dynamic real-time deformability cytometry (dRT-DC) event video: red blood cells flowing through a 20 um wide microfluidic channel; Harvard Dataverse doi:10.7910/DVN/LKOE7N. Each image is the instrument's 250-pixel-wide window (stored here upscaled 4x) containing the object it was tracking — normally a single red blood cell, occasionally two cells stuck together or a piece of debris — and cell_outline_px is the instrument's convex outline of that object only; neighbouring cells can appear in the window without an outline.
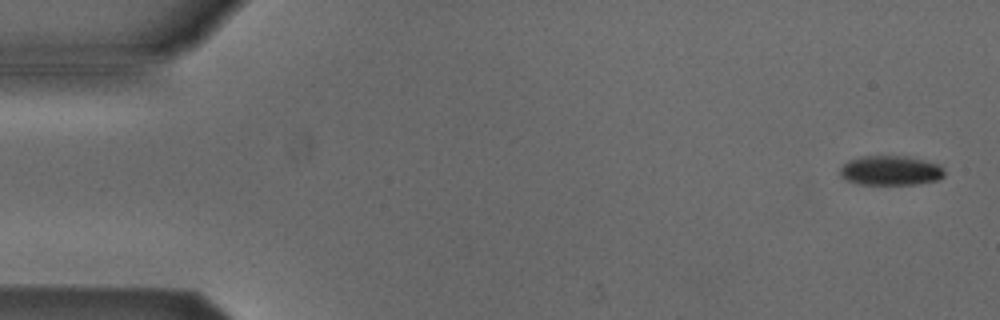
{"species": "Egyptian fruit bat (a non-hibernating species)", "species_latin": "Rousettus aegyptiacus", "temperature_condition": "cold", "stored_images_in_passage": 8, "camera_frame_rate_fps": 3000, "um_per_image_px": 0.085, "animal": {"sex": "male"}, "frame": {"image": 1, "passage_image": 1, "time_ms": 0.0, "image_size_px": [1000, 320], "cell_outline_px": [[944, 176], [936, 180], [916, 184], [856, 184], [840, 176], [840, 168], [848, 160], [860, 156], [908, 156], [940, 164], [944, 168]], "centroid_in_image_um": [75.7, 14.48], "position_along_channel_um": 9.3, "area_um2": 18.09}}
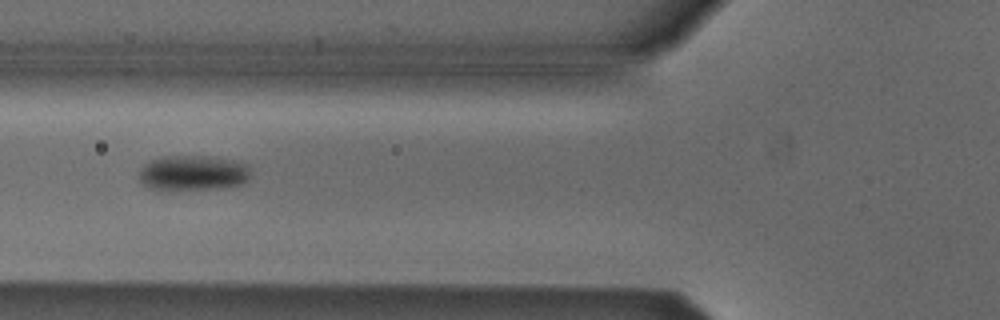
{"frame": {"image": 2, "passage_image": 6, "time_ms": 6.0, "image_size_px": [1000, 320], "cell_outline_px": [[248, 180], [244, 184], [224, 188], [160, 192], [148, 188], [140, 180], [140, 168], [144, 164], [160, 156], [216, 156], [248, 164]], "centroid_in_image_um": [16.37, 14.73], "position_along_channel_um": 109.4, "area_um2": 23.7}}
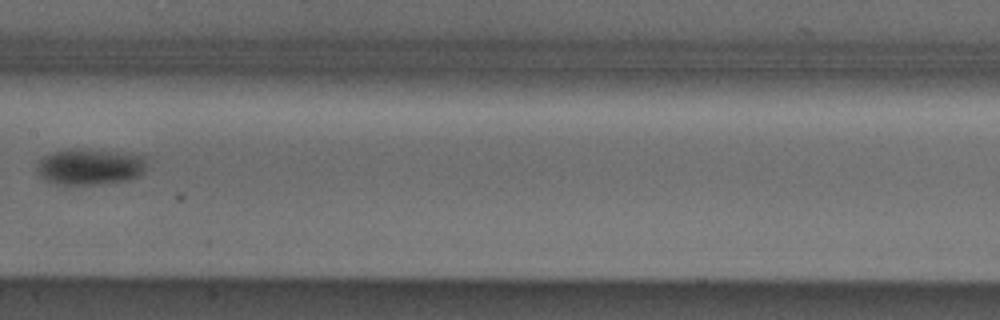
{"frame": {"image": 3, "passage_image": 8, "time_ms": 8.333, "image_size_px": [1000, 320], "cell_outline_px": [[148, 156], [144, 172], [140, 176], [128, 180], [96, 184], [56, 184], [44, 180], [40, 176], [40, 160], [44, 156], [52, 152], [68, 148], [80, 148]], "centroid_in_image_um": [7.69, 14.16], "position_along_channel_um": 199.7, "area_um2": 23.06}}